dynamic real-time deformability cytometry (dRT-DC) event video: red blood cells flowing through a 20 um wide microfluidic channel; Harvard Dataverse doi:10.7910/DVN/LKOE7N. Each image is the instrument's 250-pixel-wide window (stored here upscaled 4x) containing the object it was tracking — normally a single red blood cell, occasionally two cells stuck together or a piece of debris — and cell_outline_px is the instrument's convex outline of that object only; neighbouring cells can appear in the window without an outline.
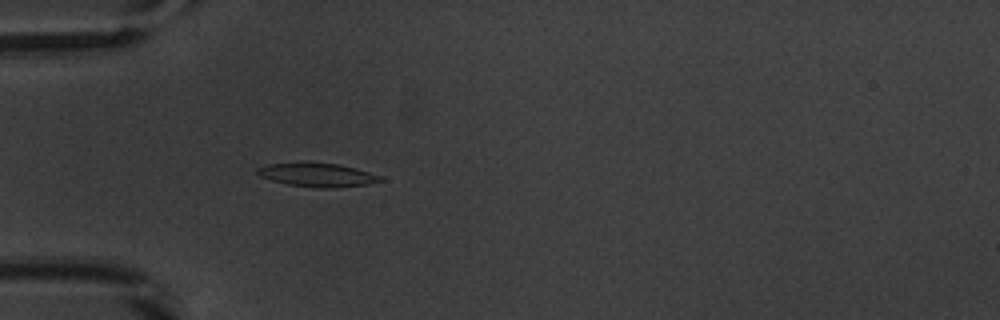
{"species": "common noctule bat (a hibernating species)", "species_latin": "Nyctalus noctula", "temperature_condition": "warm", "stored_images_in_passage": 53, "camera_frame_rate_fps": 3000, "um_per_image_px": 0.085, "animal": {"sex": "male", "body_mass_g": 20.1, "forearm_length_mm": 53.5}, "frame": {"image": 1, "passage_image": 17, "time_ms": 5.333, "image_size_px": [1000, 320], "cell_outline_px": [[384, 180], [368, 184], [336, 188], [316, 188], [288, 184], [272, 180], [260, 176], [256, 172], [256, 168], [268, 164], [300, 160], [308, 160], [336, 164], [356, 168], [380, 176]], "centroid_in_image_um": [26.92, 14.83], "position_along_channel_um": 58.1, "area_um2": 17.51}}
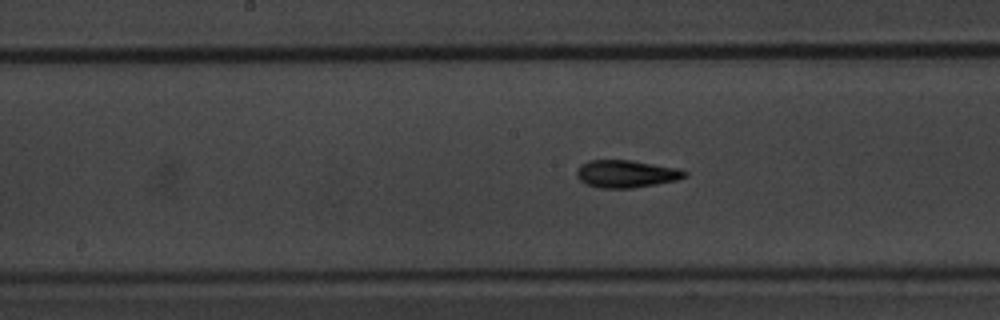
{"frame": {"image": 2, "passage_image": 28, "time_ms": 9.0, "image_size_px": [1000, 320], "cell_outline_px": [[688, 176], [676, 180], [656, 184], [632, 188], [600, 188], [588, 184], [580, 180], [576, 176], [576, 168], [580, 164], [588, 160], [632, 160], [680, 168], [688, 172]], "centroid_in_image_um": [53.24, 14.76], "position_along_channel_um": 195.0, "area_um2": 17.51}}
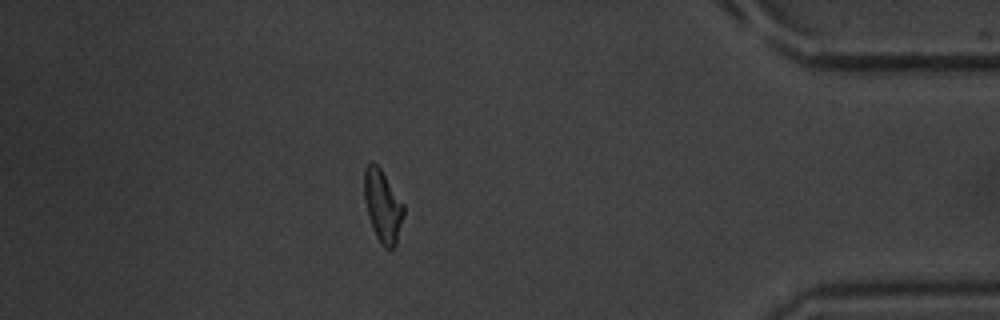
{"frame": {"image": 3, "passage_image": 47, "time_ms": 15.333, "image_size_px": [1000, 320], "cell_outline_px": [[404, 212], [396, 244], [392, 248], [384, 248], [380, 244], [376, 236], [368, 216], [364, 200], [364, 168], [372, 160], [380, 168], [404, 204]], "centroid_in_image_um": [32.51, 17.49], "position_along_channel_um": 402.7, "area_um2": 16.53}, "authors_computed_cell_mechanics": {"area_um2": 16.762, "velocity_mm_per_s": 3.8716, "shape_relaxation_time_tau1_ms": 2.6159, "shape_relaxation_time_tau2_ms": 2.8864, "deformation_change_tau1": 0.1569, "deformation_change_tau2": 0.1167}}